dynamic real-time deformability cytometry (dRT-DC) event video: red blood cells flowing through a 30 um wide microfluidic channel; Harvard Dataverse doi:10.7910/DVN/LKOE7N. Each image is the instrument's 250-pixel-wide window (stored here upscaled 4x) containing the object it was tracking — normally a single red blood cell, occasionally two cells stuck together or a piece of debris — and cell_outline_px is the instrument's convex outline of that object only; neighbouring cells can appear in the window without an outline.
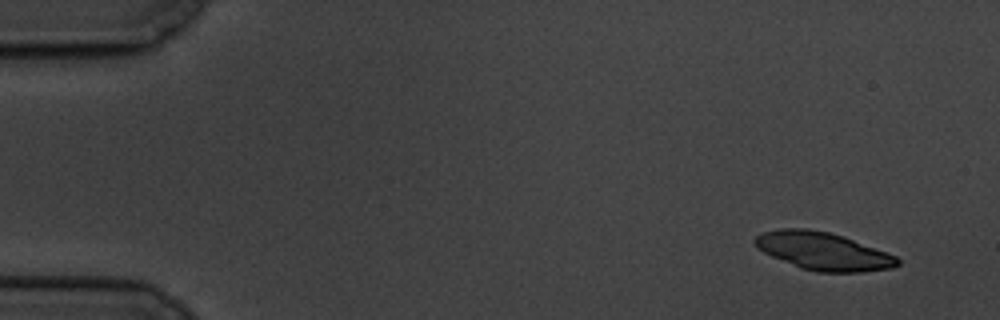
{"species": "common noctule bat (a hibernating species)", "species_latin": "Nyctalus noctula", "temperature_condition": "cold", "stored_images_in_passage": 4, "camera_frame_rate_fps": 3000, "um_per_image_px": 0.085, "animal": {"sex": "male", "body_mass_g": 19.5, "forearm_length_mm": 54.6}, "frame": {"image": 1, "passage_image": 1, "time_ms": 0.0, "image_size_px": [1000, 320], "cell_outline_px": [[900, 264], [892, 268], [860, 272], [816, 272], [800, 268], [772, 256], [756, 248], [752, 240], [756, 236], [764, 232], [780, 228], [808, 228], [828, 232], [844, 236], [888, 252], [896, 256], [900, 260]], "centroid_in_image_um": [69.97, 21.34], "position_along_channel_um": 15.0, "area_um2": 31.56}}